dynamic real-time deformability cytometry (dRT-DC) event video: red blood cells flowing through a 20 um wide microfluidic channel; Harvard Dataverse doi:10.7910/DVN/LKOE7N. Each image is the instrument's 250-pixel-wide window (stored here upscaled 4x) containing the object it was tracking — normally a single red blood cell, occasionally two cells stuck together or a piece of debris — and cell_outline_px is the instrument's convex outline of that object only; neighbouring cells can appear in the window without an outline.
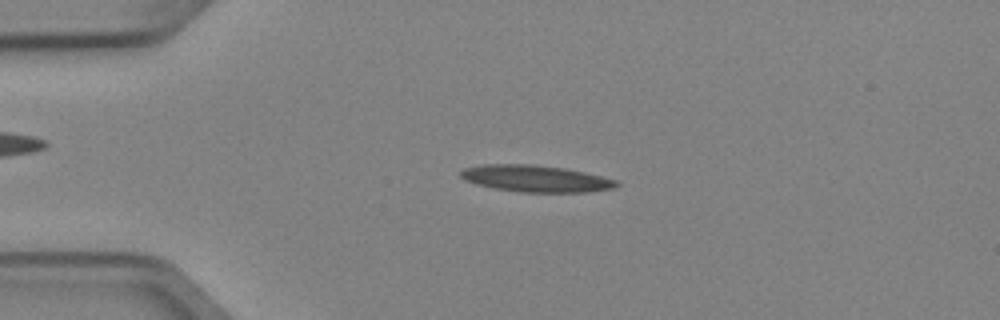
{"species": "Egyptian fruit bat (a non-hibernating species)", "species_latin": "Rousettus aegyptiacus", "temperature_condition": "cold", "stored_images_in_passage": 4, "camera_frame_rate_fps": 3000, "um_per_image_px": 0.085, "animal": {"sex": "female"}, "frame": {"image": 1, "passage_image": 3, "time_ms": 0.667, "image_size_px": [1000, 320], "cell_outline_px": [[620, 184], [612, 188], [588, 192], [520, 192], [496, 188], [476, 184], [464, 180], [460, 176], [460, 172], [464, 168], [480, 164], [532, 164], [564, 168], [584, 172], [616, 180]], "centroid_in_image_um": [45.5, 15.17], "position_along_channel_um": 39.5, "area_um2": 24.16}}